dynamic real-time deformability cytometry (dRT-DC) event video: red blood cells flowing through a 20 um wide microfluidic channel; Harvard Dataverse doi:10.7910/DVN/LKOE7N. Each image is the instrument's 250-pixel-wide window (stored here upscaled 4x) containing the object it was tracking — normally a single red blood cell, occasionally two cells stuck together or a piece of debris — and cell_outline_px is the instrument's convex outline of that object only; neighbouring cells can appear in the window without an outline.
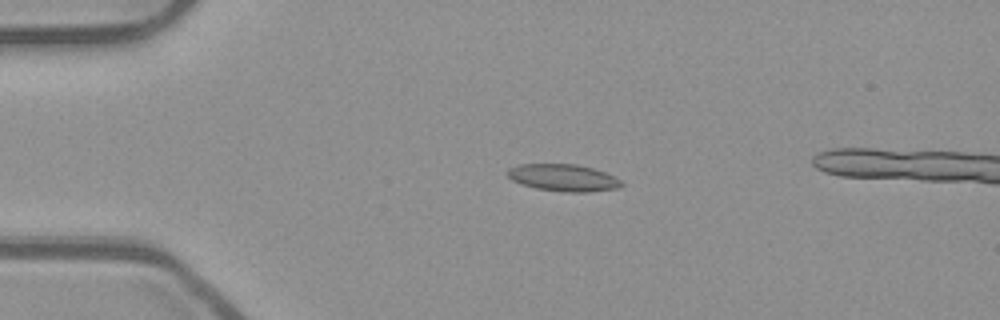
{"species": "common noctule bat (a hibernating species)", "species_latin": "Nyctalus noctula", "temperature_condition": "room temperature", "stored_images_in_passage": 36, "camera_frame_rate_fps": 3000, "um_per_image_px": 0.085, "animal": {"sex": "male", "body_mass_g": 23.1, "forearm_length_mm": 52.7}, "frame": {"image": 1, "passage_image": 2, "time_ms": 0.333, "image_size_px": [1000, 320], "cell_outline_px": [[624, 184], [620, 188], [588, 192], [564, 192], [536, 188], [520, 184], [512, 180], [504, 172], [508, 168], [520, 164], [576, 164], [592, 168], [604, 172], [620, 180]], "centroid_in_image_um": [47.85, 15.11], "position_along_channel_um": 37.2, "area_um2": 18.03}}
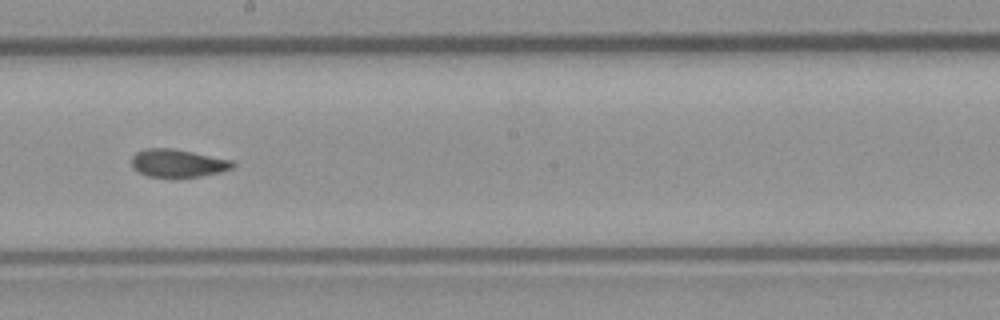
{"frame": {"image": 2, "passage_image": 20, "time_ms": 6.333, "image_size_px": [1000, 320], "cell_outline_px": [[236, 164], [232, 168], [220, 172], [200, 176], [148, 176], [140, 172], [132, 164], [132, 156], [136, 152], [148, 148], [172, 148], [232, 160]], "centroid_in_image_um": [15.14, 13.85], "position_along_channel_um": 233.1, "area_um2": 16.01}}
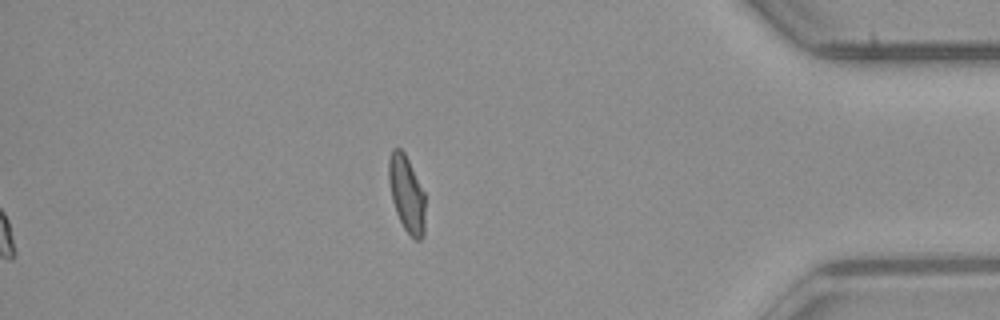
{"frame": {"image": 3, "passage_image": 36, "time_ms": 11.667, "image_size_px": [1000, 320], "cell_outline_px": [[424, 236], [420, 240], [416, 240], [404, 228], [396, 212], [392, 200], [388, 180], [388, 160], [392, 148], [400, 148], [404, 152], [424, 192]], "centroid_in_image_um": [34.54, 16.46], "position_along_channel_um": 400.7, "area_um2": 16.07}, "authors_computed_cell_mechanics": {"area_um2": 16.7909, "velocity_mm_per_s": 3.8777, "shape_relaxation_time_tau1_ms": null, "shape_relaxation_time_tau2_ms": 1.9095, "deformation_change_tau1": null, "deformation_change_tau2": 0.0723}}